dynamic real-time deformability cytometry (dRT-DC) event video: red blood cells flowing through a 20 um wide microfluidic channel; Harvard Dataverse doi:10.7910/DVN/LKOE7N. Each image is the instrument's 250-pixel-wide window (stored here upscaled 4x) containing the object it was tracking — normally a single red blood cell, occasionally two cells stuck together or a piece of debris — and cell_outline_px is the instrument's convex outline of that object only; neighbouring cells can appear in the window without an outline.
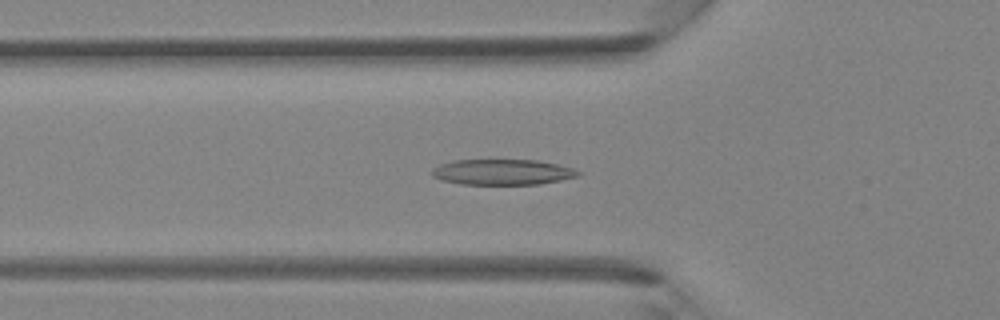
{"species": "Egyptian fruit bat (a non-hibernating species)", "species_latin": "Rousettus aegyptiacus", "temperature_condition": "room temperature", "stored_images_in_passage": 44, "camera_frame_rate_fps": 3000, "um_per_image_px": 0.085, "animal": {"sex": "female"}, "frame": {"image": 1, "passage_image": 15, "time_ms": 4.667, "image_size_px": [1000, 320], "cell_outline_px": [[584, 172], [580, 176], [540, 184], [460, 184], [440, 180], [432, 176], [432, 168], [440, 164], [456, 160], [536, 160], [556, 164], [572, 168]], "centroid_in_image_um": [42.72, 14.63], "position_along_channel_um": 83.1, "area_um2": 21.85}}
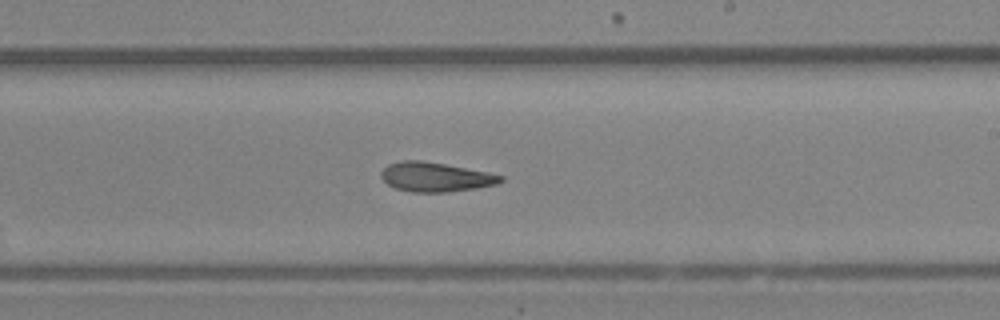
{"frame": {"image": 2, "passage_image": 26, "time_ms": 8.333, "image_size_px": [1000, 320], "cell_outline_px": [[504, 180], [496, 184], [476, 188], [448, 192], [412, 192], [396, 188], [388, 184], [380, 176], [380, 172], [388, 164], [400, 160], [420, 160], [444, 164], [488, 172], [504, 176]], "centroid_in_image_um": [37.0, 15.04], "position_along_channel_um": 252.0, "area_um2": 20.4}}
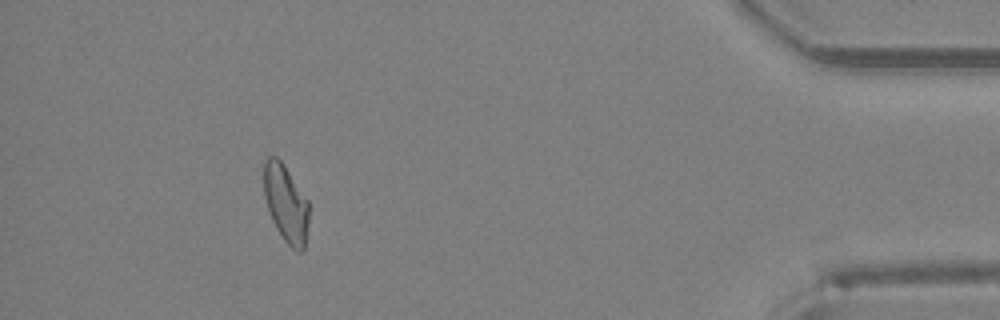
{"frame": {"image": 3, "passage_image": 40, "time_ms": 13.0, "image_size_px": [1000, 320], "cell_outline_px": [[308, 224], [304, 248], [300, 252], [296, 252], [284, 240], [276, 228], [272, 220], [264, 196], [264, 160], [268, 156], [276, 156], [284, 164], [308, 200]], "centroid_in_image_um": [24.29, 17.28], "position_along_channel_um": 410.9, "area_um2": 20.29}}